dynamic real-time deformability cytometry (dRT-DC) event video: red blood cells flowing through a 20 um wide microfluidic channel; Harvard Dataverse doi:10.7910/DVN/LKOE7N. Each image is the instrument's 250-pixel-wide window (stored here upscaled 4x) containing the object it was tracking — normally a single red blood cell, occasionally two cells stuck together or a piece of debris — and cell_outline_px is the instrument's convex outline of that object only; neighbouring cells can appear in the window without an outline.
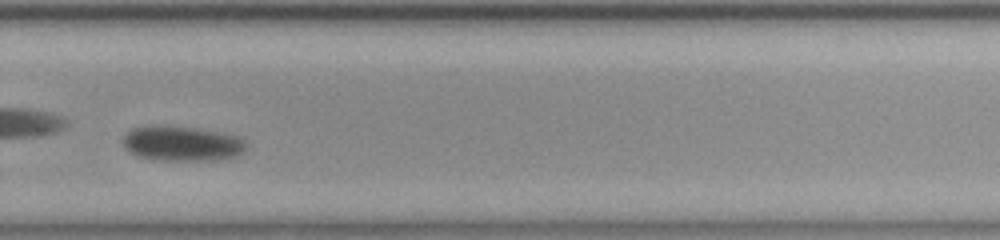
{"species": "common noctule bat (a hibernating species)", "species_latin": "Nyctalus noctula", "temperature_condition": "room temperature", "stored_images_in_passage": 49, "camera_frame_rate_fps": 3000, "um_per_image_px": 0.085, "animal": {"sex": "female", "body_mass_g": 23.0, "forearm_length_mm": 53.4}, "frame": {"image": 1, "passage_image": 31, "time_ms": 10.0, "image_size_px": [1000, 240], "cell_outline_px": [[244, 148], [240, 152], [232, 156], [204, 160], [164, 160], [140, 156], [132, 152], [124, 144], [124, 136], [132, 128], [192, 128], [216, 132], [232, 136], [240, 140], [244, 144]], "centroid_in_image_um": [15.42, 12.23], "position_along_channel_um": 314.4, "area_um2": 23.06}}
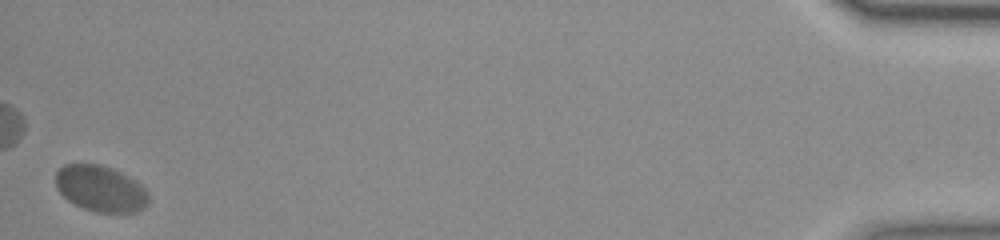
{"frame": {"image": 2, "passage_image": 49, "time_ms": 16.0, "image_size_px": [1000, 240], "cell_outline_px": [[148, 204], [144, 208], [136, 212], [96, 212], [84, 208], [68, 200], [60, 192], [56, 184], [56, 172], [64, 164], [100, 164], [128, 176], [140, 184], [148, 192]], "centroid_in_image_um": [8.56, 16.04], "position_along_channel_um": 426.6, "area_um2": 24.68}, "authors_computed_cell_mechanics": {"area_um2": 24.565, "velocity_mm_per_s": 3.5748, "shape_relaxation_time_tau1_ms": 6.8643, "shape_relaxation_time_tau2_ms": null, "deformation_change_tau1": null, "deformation_change_tau2": null}}